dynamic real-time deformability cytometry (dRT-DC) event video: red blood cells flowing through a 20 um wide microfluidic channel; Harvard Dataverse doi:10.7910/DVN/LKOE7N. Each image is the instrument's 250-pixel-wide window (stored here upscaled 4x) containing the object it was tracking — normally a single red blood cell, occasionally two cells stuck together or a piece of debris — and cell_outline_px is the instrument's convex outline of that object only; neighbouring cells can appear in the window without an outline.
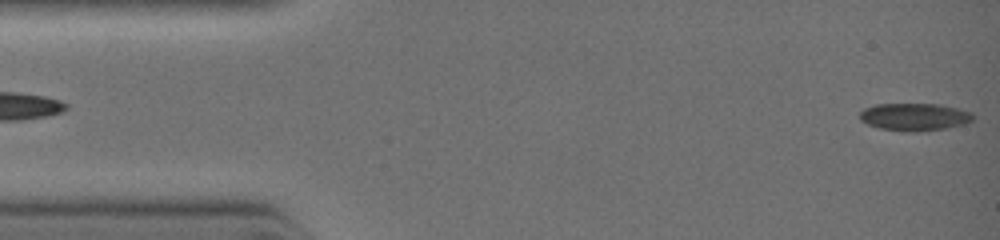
{"species": "common noctule bat (a hibernating species)", "species_latin": "Nyctalus noctula", "temperature_condition": "warm", "stored_images_in_passage": 6, "camera_frame_rate_fps": 3000, "um_per_image_px": 0.085, "animal": {"sex": "female", "body_mass_g": 19.0, "forearm_length_mm": 51.5}, "frame": {"image": 1, "passage_image": 1, "time_ms": 0.0, "image_size_px": [1000, 240], "cell_outline_px": [[976, 116], [972, 120], [964, 124], [948, 128], [916, 132], [904, 132], [880, 128], [868, 124], [860, 120], [860, 112], [864, 108], [876, 104], [940, 104], [972, 112]], "centroid_in_image_um": [77.75, 9.94], "position_along_channel_um": 7.3, "area_um2": 18.32}}
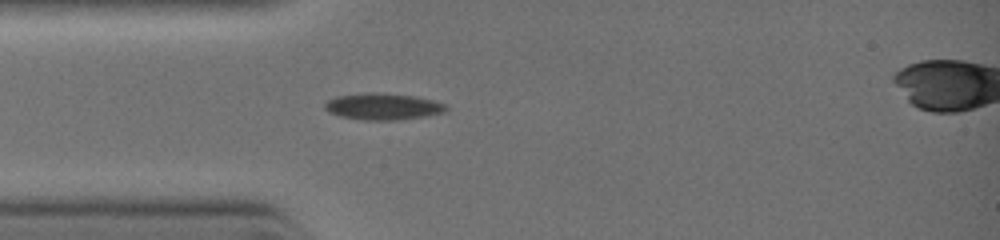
{"frame": {"image": 2, "passage_image": 5, "time_ms": 2.667, "image_size_px": [1000, 240], "cell_outline_px": [[448, 108], [444, 112], [420, 116], [392, 120], [364, 120], [340, 116], [328, 112], [324, 108], [324, 104], [328, 100], [336, 96], [364, 92], [384, 92], [416, 96], [432, 100], [444, 104]], "centroid_in_image_um": [32.49, 9.03], "position_along_channel_um": 52.5, "area_um2": 18.73}}